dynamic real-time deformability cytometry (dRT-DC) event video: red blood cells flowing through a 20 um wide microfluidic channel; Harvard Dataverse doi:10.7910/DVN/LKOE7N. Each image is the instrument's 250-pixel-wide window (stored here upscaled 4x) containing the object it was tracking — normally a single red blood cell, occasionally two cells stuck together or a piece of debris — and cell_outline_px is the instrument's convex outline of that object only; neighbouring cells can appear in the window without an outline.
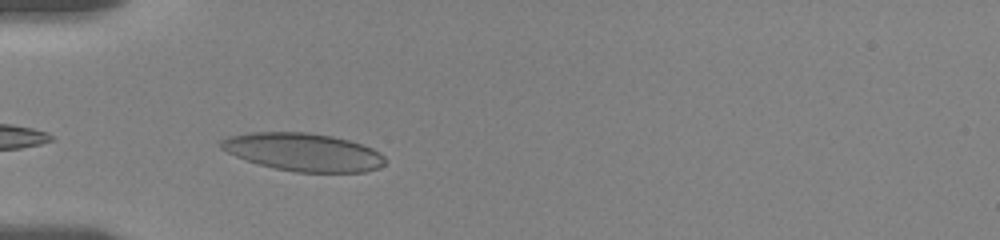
{"species": "human", "species_latin": "Homo sapiens", "temperature_condition": "room temperature", "stored_images_in_passage": 6, "camera_frame_rate_fps": 3000, "um_per_image_px": 0.085, "donor": {"sex": "female"}, "frame": {"image": 1, "passage_image": 4, "time_ms": 3.0, "image_size_px": [1000, 240], "cell_outline_px": [[388, 160], [384, 164], [376, 168], [364, 172], [296, 172], [276, 168], [260, 164], [236, 156], [220, 148], [220, 140], [228, 136], [252, 132], [308, 132], [332, 136], [348, 140], [372, 148], [380, 152]], "centroid_in_image_um": [25.79, 12.92], "position_along_channel_um": 59.2, "area_um2": 36.13}}
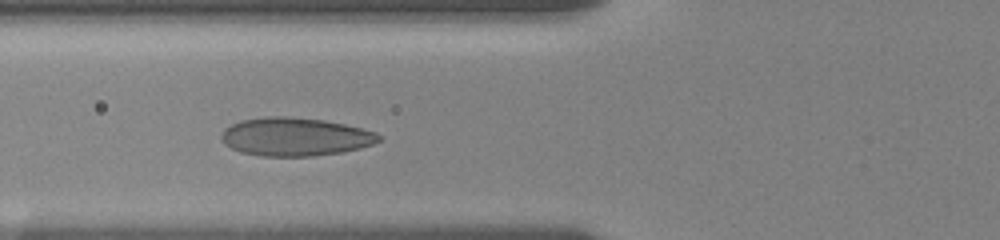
{"frame": {"image": 2, "passage_image": 5, "time_ms": 4.333, "image_size_px": [1000, 240], "cell_outline_px": [[380, 140], [372, 144], [360, 148], [340, 152], [312, 156], [260, 156], [240, 152], [224, 144], [220, 140], [220, 136], [224, 128], [240, 120], [264, 116], [288, 116], [324, 120], [344, 124], [376, 132], [380, 136]], "centroid_in_image_um": [25.03, 11.62], "position_along_channel_um": 100.8, "area_um2": 35.26}}
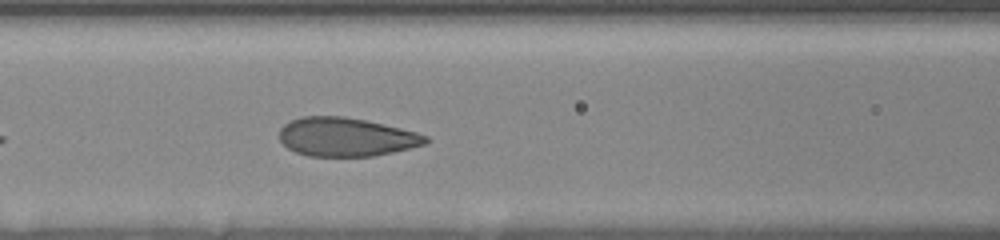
{"frame": {"image": 3, "passage_image": 6, "time_ms": 5.333, "image_size_px": [1000, 240], "cell_outline_px": [[428, 140], [424, 144], [392, 152], [372, 156], [308, 156], [296, 152], [288, 148], [280, 140], [280, 128], [284, 124], [300, 116], [344, 116], [364, 120], [400, 128], [416, 132], [428, 136]], "centroid_in_image_um": [29.38, 11.64], "position_along_channel_um": 137.2, "area_um2": 32.71}}